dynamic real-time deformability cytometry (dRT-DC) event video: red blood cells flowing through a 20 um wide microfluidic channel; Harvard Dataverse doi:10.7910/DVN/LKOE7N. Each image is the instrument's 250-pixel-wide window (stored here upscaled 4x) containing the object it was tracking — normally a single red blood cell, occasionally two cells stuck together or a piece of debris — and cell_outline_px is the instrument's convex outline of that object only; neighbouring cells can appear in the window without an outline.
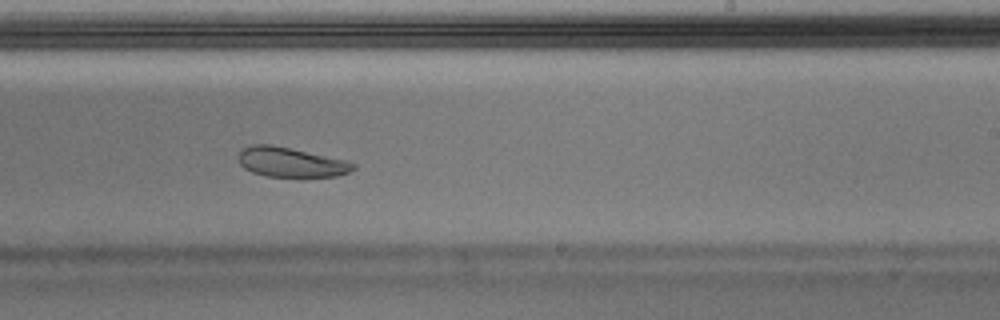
{"species": "Egyptian fruit bat (a non-hibernating species)", "species_latin": "Rousettus aegyptiacus", "temperature_condition": "warm", "stored_images_in_passage": 47, "camera_frame_rate_fps": 3000, "um_per_image_px": 0.085, "animal": {"sex": "male"}, "frame": {"image": 1, "passage_image": 27, "time_ms": 8.667, "image_size_px": [1000, 320], "cell_outline_px": [[356, 168], [348, 172], [336, 176], [300, 180], [264, 176], [252, 172], [244, 168], [240, 164], [240, 152], [244, 148], [252, 144], [272, 144], [348, 160], [356, 164]], "centroid_in_image_um": [24.79, 13.84], "position_along_channel_um": 264.2, "area_um2": 20.81}}